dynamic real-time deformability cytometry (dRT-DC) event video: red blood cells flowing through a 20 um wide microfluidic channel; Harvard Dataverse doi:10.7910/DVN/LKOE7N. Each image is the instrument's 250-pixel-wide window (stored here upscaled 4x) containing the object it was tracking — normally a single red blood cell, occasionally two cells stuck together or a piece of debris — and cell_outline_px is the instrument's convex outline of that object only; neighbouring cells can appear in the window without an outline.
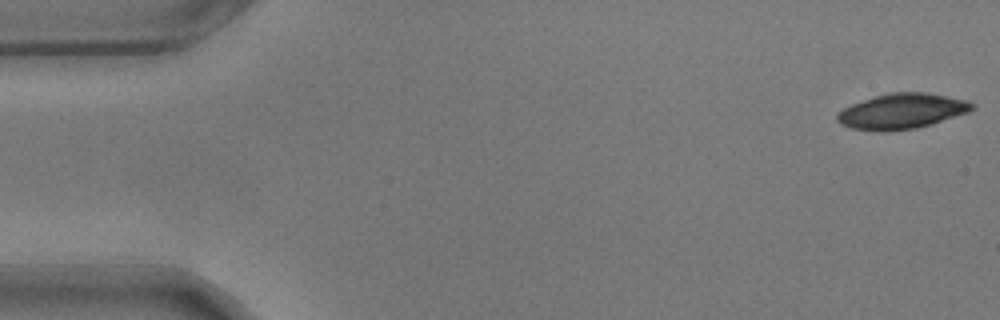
{"species": "common noctule bat (a hibernating species)", "species_latin": "Nyctalus noctula", "temperature_condition": "warm", "stored_images_in_passage": 56, "camera_frame_rate_fps": 3000, "um_per_image_px": 0.085, "animal": {"sex": "male", "body_mass_g": 17.9}, "frame": {"image": 1, "passage_image": 1, "time_ms": 0.0, "image_size_px": [1000, 320], "cell_outline_px": [[976, 108], [968, 112], [932, 124], [916, 128], [884, 132], [880, 132], [852, 128], [840, 124], [836, 120], [836, 116], [844, 108], [852, 104], [888, 92], [924, 92], [964, 100], [976, 104]], "centroid_in_image_um": [76.66, 9.46], "position_along_channel_um": 8.3, "area_um2": 27.63}}
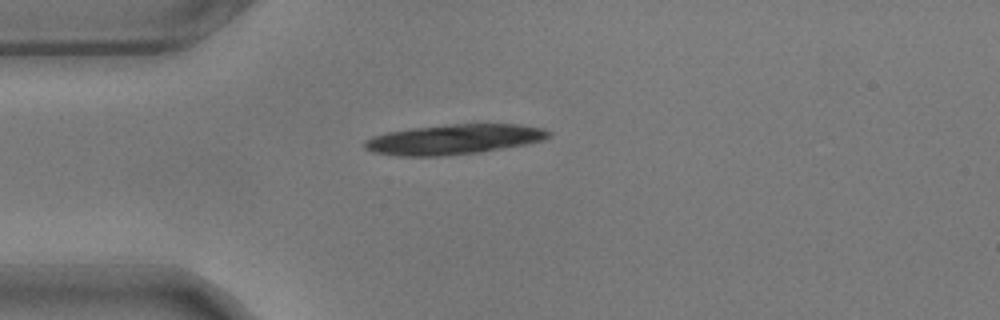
{"frame": {"image": 2, "passage_image": 14, "time_ms": 4.333, "image_size_px": [1000, 320], "cell_outline_px": [[552, 136], [544, 140], [524, 144], [480, 152], [440, 156], [396, 156], [372, 152], [364, 148], [364, 140], [372, 136], [388, 132], [412, 128], [448, 124], [520, 124], [544, 128], [552, 132]], "centroid_in_image_um": [38.58, 11.84], "position_along_channel_um": 46.4, "area_um2": 32.37}}
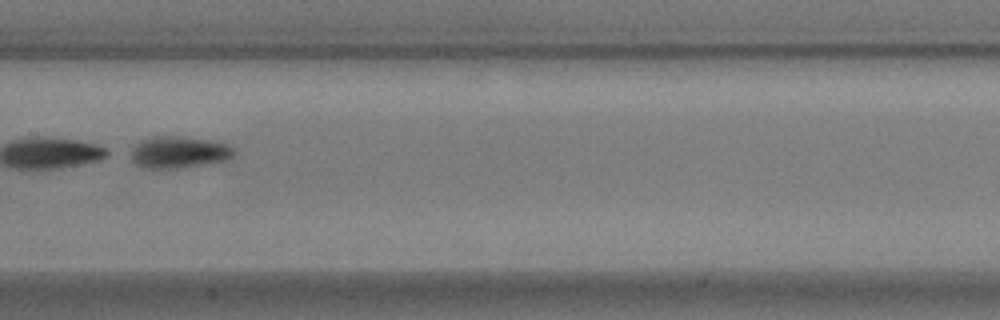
{"frame": {"image": 3, "passage_image": 28, "time_ms": 9.0, "image_size_px": [1000, 320], "cell_outline_px": [[236, 156], [228, 160], [180, 168], [148, 168], [136, 164], [132, 160], [132, 148], [140, 140], [152, 136], [180, 136], [208, 140], [228, 144], [236, 148]], "centroid_in_image_um": [15.26, 12.93], "position_along_channel_um": 192.1, "area_um2": 19.25}, "authors_computed_cell_mechanics": {"area_um2": 29.9693, "velocity_mm_per_s": 3.5358, "shape_relaxation_time_tau1_ms": 2.5988, "shape_relaxation_time_tau2_ms": 2.7162, "deformation_change_tau1": 0.3687, "deformation_change_tau2": 0.0974}}